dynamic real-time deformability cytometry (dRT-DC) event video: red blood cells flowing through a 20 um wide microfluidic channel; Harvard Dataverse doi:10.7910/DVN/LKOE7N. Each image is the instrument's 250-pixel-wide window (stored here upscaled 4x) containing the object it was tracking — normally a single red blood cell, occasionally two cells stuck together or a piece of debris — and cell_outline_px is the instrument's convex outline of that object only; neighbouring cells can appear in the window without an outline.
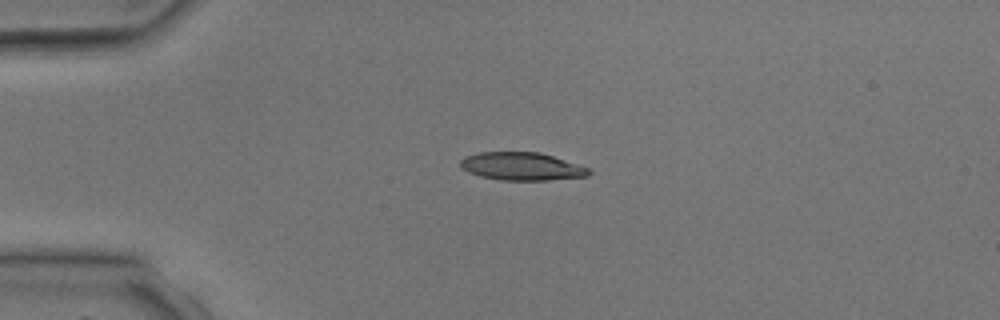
{"species": "common noctule bat (a hibernating species)", "species_latin": "Nyctalus noctula", "temperature_condition": "room temperature", "stored_images_in_passage": 3, "camera_frame_rate_fps": 3000, "um_per_image_px": 0.085, "animal": {"sex": "male", "body_mass_g": 17.9, "forearm_length_mm": 54.2}, "frame": {"image": 1, "passage_image": 1, "time_ms": 0.0, "image_size_px": [1000, 320], "cell_outline_px": [[592, 172], [588, 176], [548, 180], [500, 180], [480, 176], [468, 172], [460, 168], [460, 160], [464, 156], [480, 152], [540, 152], [588, 168]], "centroid_in_image_um": [44.3, 14.14], "position_along_channel_um": 40.7, "area_um2": 20.87}}